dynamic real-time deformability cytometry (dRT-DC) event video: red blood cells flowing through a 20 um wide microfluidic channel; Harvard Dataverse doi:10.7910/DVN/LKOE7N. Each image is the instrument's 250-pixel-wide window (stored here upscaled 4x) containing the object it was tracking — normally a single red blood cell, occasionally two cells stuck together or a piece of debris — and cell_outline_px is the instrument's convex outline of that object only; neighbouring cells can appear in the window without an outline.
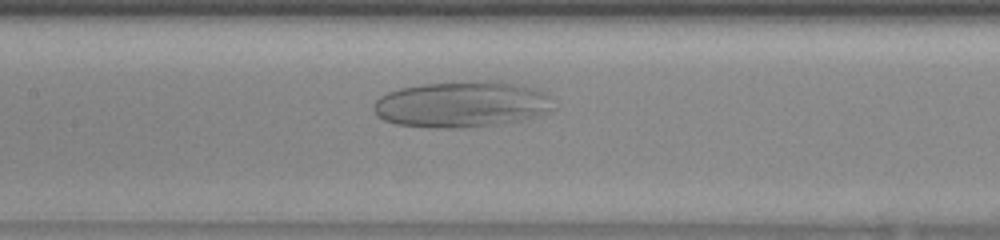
{"species": "human", "species_latin": "Homo sapiens", "temperature_condition": "warm", "stored_images_in_passage": 34, "camera_frame_rate_fps": 3000, "um_per_image_px": 0.085, "donor": {"sex": "female"}, "frame": {"image": 1, "passage_image": 10, "time_ms": 3.0, "image_size_px": [1000, 240], "cell_outline_px": [[552, 108], [548, 112], [536, 116], [520, 120], [496, 124], [460, 128], [432, 128], [396, 124], [384, 120], [376, 116], [372, 108], [376, 100], [380, 96], [388, 92], [400, 88], [420, 84], [492, 80], [496, 80], [536, 88], [544, 92], [548, 96]], "centroid_in_image_um": [39.2, 8.86], "position_along_channel_um": 168.2, "area_um2": 48.32}}
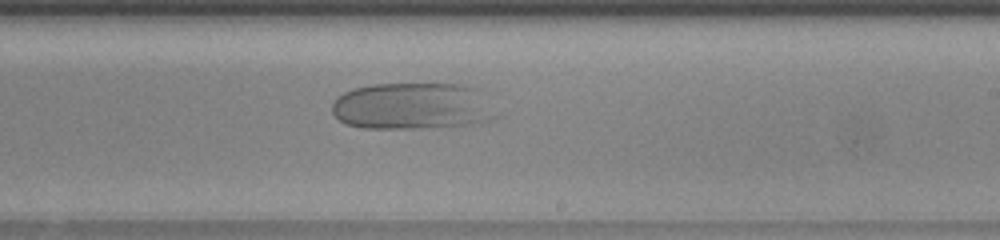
{"frame": {"image": 2, "passage_image": 16, "time_ms": 5.0, "image_size_px": [1000, 240], "cell_outline_px": [[500, 116], [492, 120], [476, 124], [428, 128], [364, 128], [344, 124], [332, 112], [332, 104], [344, 92], [352, 88], [372, 84], [460, 84], [476, 88]], "centroid_in_image_um": [35.08, 9.03], "position_along_channel_um": 253.9, "area_um2": 45.08}}
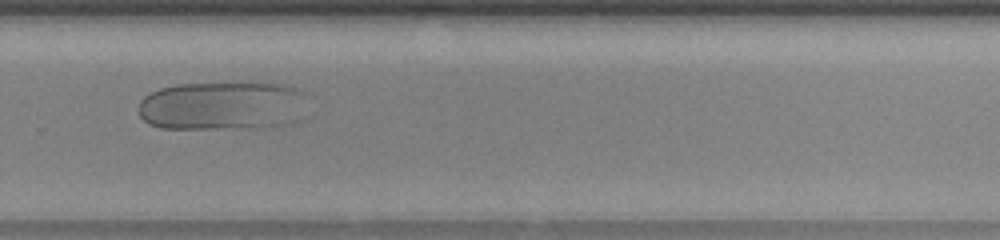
{"frame": {"image": 3, "passage_image": 20, "time_ms": 6.333, "image_size_px": [1000, 240], "cell_outline_px": [[304, 92], [300, 120], [292, 124], [248, 128], [160, 128], [148, 124], [140, 116], [140, 100], [144, 96], [160, 88], [176, 84], [288, 84], [300, 88]], "centroid_in_image_um": [18.91, 9.0], "position_along_channel_um": 310.9, "area_um2": 47.97}}